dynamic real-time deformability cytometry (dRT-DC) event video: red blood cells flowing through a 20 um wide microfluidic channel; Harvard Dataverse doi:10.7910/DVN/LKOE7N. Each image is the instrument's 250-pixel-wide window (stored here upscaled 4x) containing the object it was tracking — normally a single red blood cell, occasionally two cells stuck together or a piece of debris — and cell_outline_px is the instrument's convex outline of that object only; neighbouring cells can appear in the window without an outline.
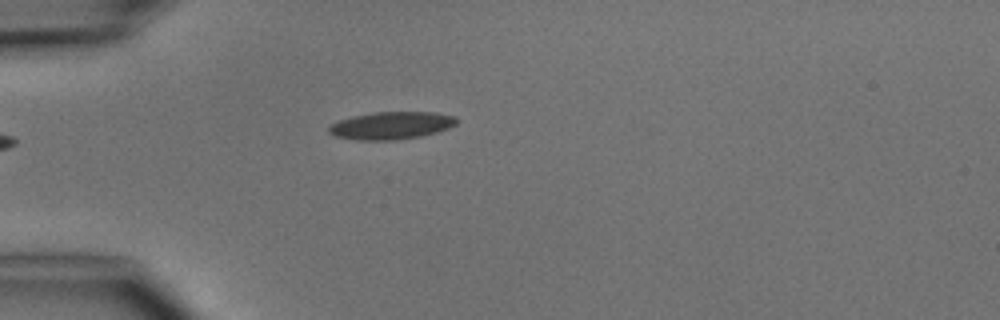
{"species": "common noctule bat (a hibernating species)", "species_latin": "Nyctalus noctula", "temperature_condition": "cold", "stored_images_in_passage": 1, "camera_frame_rate_fps": 3000, "um_per_image_px": 0.085, "animal": {"sex": "male", "body_mass_g": 15.6}, "frame": {"image": 1, "passage_image": 1, "time_ms": 0.0, "image_size_px": [1000, 320], "cell_outline_px": [[460, 120], [456, 124], [448, 128], [436, 132], [420, 136], [396, 140], [356, 140], [336, 136], [328, 132], [328, 128], [332, 124], [340, 120], [352, 116], [372, 112], [436, 112], [456, 116]], "centroid_in_image_um": [33.29, 10.66], "position_along_channel_um": 51.7, "area_um2": 20.58}}